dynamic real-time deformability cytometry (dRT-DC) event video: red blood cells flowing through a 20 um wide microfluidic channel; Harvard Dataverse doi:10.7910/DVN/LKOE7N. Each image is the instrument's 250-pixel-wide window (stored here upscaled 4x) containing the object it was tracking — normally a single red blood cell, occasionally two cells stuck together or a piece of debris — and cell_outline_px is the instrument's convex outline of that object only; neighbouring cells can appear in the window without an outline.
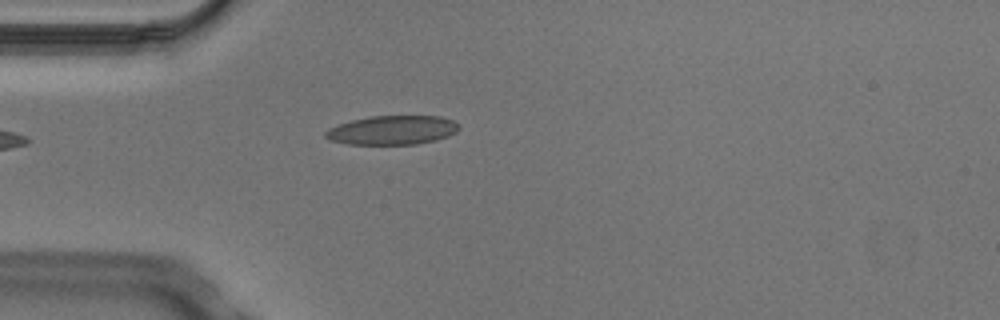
{"species": "Egyptian fruit bat (a non-hibernating species)", "species_latin": "Rousettus aegyptiacus", "temperature_condition": "cold", "stored_images_in_passage": 3, "camera_frame_rate_fps": 3000, "um_per_image_px": 0.085, "animal": {"sex": "male"}, "frame": {"image": 1, "passage_image": 3, "time_ms": 0.667, "image_size_px": [1000, 320], "cell_outline_px": [[460, 128], [456, 132], [448, 136], [436, 140], [416, 144], [348, 144], [328, 140], [324, 136], [324, 132], [328, 128], [352, 120], [368, 116], [440, 116], [452, 120], [460, 124]], "centroid_in_image_um": [33.35, 11.06], "position_along_channel_um": 51.7, "area_um2": 22.72}}